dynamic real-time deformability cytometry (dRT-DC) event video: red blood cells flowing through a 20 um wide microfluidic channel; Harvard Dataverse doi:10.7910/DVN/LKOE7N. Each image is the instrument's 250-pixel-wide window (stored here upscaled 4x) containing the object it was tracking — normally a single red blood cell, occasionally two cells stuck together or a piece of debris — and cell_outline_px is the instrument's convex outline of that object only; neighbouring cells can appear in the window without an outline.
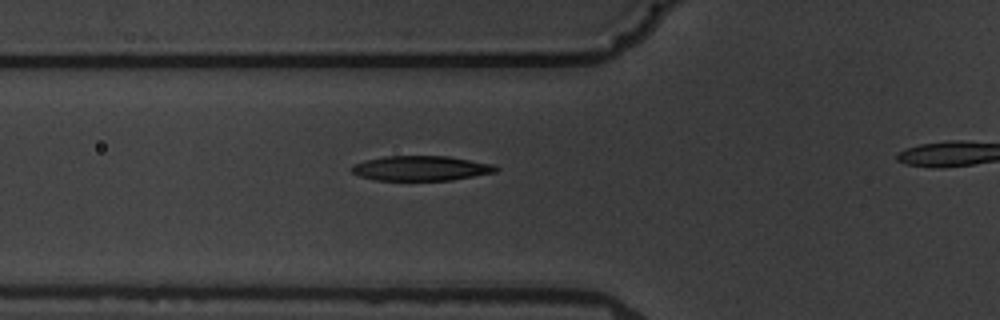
{"species": "common noctule bat (a hibernating species)", "species_latin": "Nyctalus noctula", "temperature_condition": "warm", "stored_images_in_passage": 5, "segment_of_instrument_passage": [1, 2], "camera_frame_rate_fps": 3000, "um_per_image_px": 0.085, "animal": {"sex": "male", "body_mass_g": 19.5, "forearm_length_mm": 54.6}, "frame": {"image": 1, "passage_image": 4, "time_ms": 3.333, "image_size_px": [1000, 320], "cell_outline_px": [[500, 168], [496, 172], [452, 180], [376, 180], [360, 176], [352, 172], [352, 164], [364, 160], [384, 156], [448, 156], [492, 164]], "centroid_in_image_um": [35.77, 14.3], "position_along_channel_um": 90.0, "area_um2": 20.87}}